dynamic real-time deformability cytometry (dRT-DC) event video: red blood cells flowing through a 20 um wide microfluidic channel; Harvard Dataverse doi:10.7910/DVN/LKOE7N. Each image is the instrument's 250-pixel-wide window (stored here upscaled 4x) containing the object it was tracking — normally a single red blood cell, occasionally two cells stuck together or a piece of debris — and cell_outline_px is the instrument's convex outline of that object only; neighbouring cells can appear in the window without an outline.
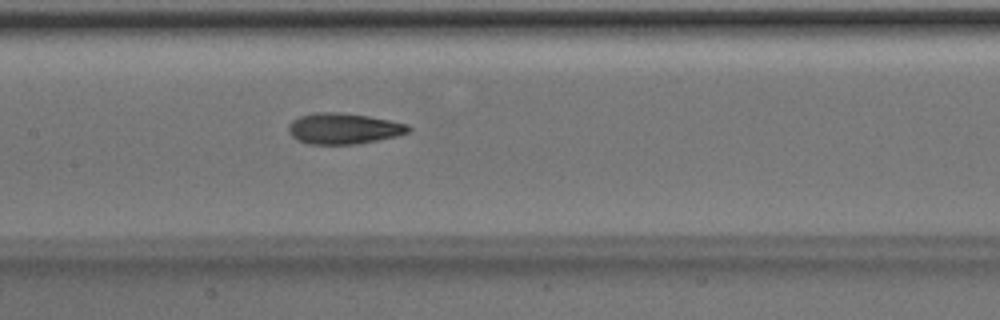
{"species": "Egyptian fruit bat (a non-hibernating species)", "species_latin": "Rousettus aegyptiacus", "temperature_condition": "room temperature", "stored_images_in_passage": 51, "camera_frame_rate_fps": 3000, "um_per_image_px": 0.085, "animal": {"sex": "male"}, "frame": {"image": 1, "passage_image": 25, "time_ms": 8.0, "image_size_px": [1000, 320], "cell_outline_px": [[412, 128], [408, 132], [396, 136], [356, 144], [308, 144], [296, 140], [288, 132], [288, 124], [292, 120], [300, 116], [316, 112], [336, 112], [368, 116], [408, 124]], "centroid_in_image_um": [29.16, 10.93], "position_along_channel_um": 178.2, "area_um2": 21.56}}
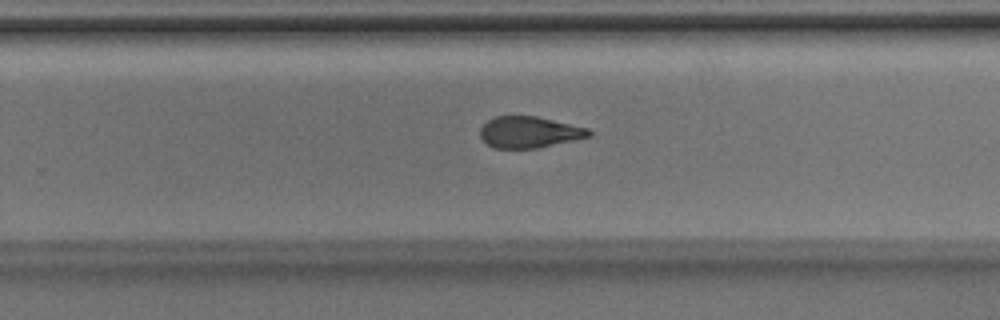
{"frame": {"image": 2, "passage_image": 33, "time_ms": 10.667, "image_size_px": [1000, 320], "cell_outline_px": [[592, 136], [536, 148], [496, 148], [488, 144], [480, 136], [480, 128], [488, 120], [496, 116], [536, 116], [588, 128], [592, 132]], "centroid_in_image_um": [44.99, 11.23], "position_along_channel_um": 284.8, "area_um2": 19.65}}
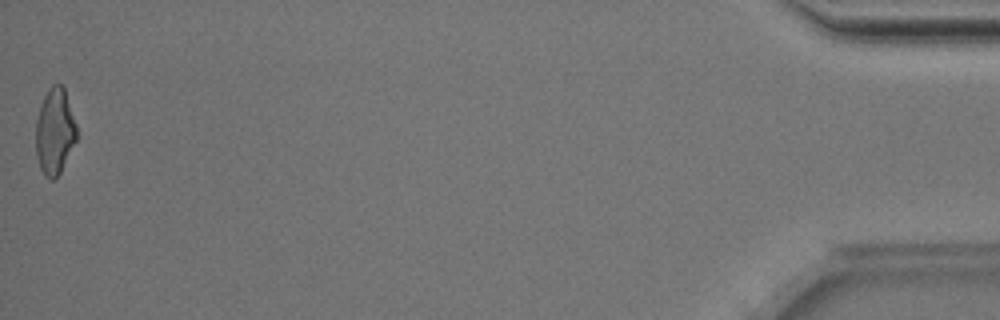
{"frame": {"image": 3, "passage_image": 51, "time_ms": 16.667, "image_size_px": [1000, 320], "cell_outline_px": [[76, 140], [60, 172], [52, 180], [44, 176], [40, 168], [36, 156], [36, 120], [40, 104], [48, 88], [52, 84], [60, 84], [64, 88], [76, 124]], "centroid_in_image_um": [4.63, 11.16], "position_along_channel_um": 430.6, "area_um2": 20.35}, "authors_computed_cell_mechanics": {"area_um2": 21.2126, "velocity_mm_per_s": 4.0326, "shape_relaxation_time_tau1_ms": 3.0501, "shape_relaxation_time_tau2_ms": 2.5284, "deformation_change_tau1": 0.1392, "deformation_change_tau2": 0.1017}}